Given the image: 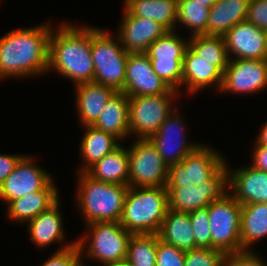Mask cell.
<instances>
[{"label":"cell","mask_w":267,"mask_h":266,"mask_svg":"<svg viewBox=\"0 0 267 266\" xmlns=\"http://www.w3.org/2000/svg\"><path fill=\"white\" fill-rule=\"evenodd\" d=\"M52 28L50 22H44L13 29L0 37V80L47 74Z\"/></svg>","instance_id":"6da1fadb"},{"label":"cell","mask_w":267,"mask_h":266,"mask_svg":"<svg viewBox=\"0 0 267 266\" xmlns=\"http://www.w3.org/2000/svg\"><path fill=\"white\" fill-rule=\"evenodd\" d=\"M52 28L49 37L48 70L72 81L75 85L94 82L91 55V26L77 27L61 22Z\"/></svg>","instance_id":"7a4b0ae2"},{"label":"cell","mask_w":267,"mask_h":266,"mask_svg":"<svg viewBox=\"0 0 267 266\" xmlns=\"http://www.w3.org/2000/svg\"><path fill=\"white\" fill-rule=\"evenodd\" d=\"M76 204L84 224L119 222L122 216L128 185L97 181L85 172L76 173Z\"/></svg>","instance_id":"3957f363"},{"label":"cell","mask_w":267,"mask_h":266,"mask_svg":"<svg viewBox=\"0 0 267 266\" xmlns=\"http://www.w3.org/2000/svg\"><path fill=\"white\" fill-rule=\"evenodd\" d=\"M168 209L166 187H129L119 223L131 234H157Z\"/></svg>","instance_id":"277c9868"},{"label":"cell","mask_w":267,"mask_h":266,"mask_svg":"<svg viewBox=\"0 0 267 266\" xmlns=\"http://www.w3.org/2000/svg\"><path fill=\"white\" fill-rule=\"evenodd\" d=\"M85 225V233L76 239L82 260L88 257L90 261L93 259L102 266L125 263L130 232L119 222H94Z\"/></svg>","instance_id":"5b68a950"},{"label":"cell","mask_w":267,"mask_h":266,"mask_svg":"<svg viewBox=\"0 0 267 266\" xmlns=\"http://www.w3.org/2000/svg\"><path fill=\"white\" fill-rule=\"evenodd\" d=\"M109 30L91 26V55L94 63V82L123 92L128 52L117 35Z\"/></svg>","instance_id":"8992f818"},{"label":"cell","mask_w":267,"mask_h":266,"mask_svg":"<svg viewBox=\"0 0 267 266\" xmlns=\"http://www.w3.org/2000/svg\"><path fill=\"white\" fill-rule=\"evenodd\" d=\"M181 94H159L129 97L130 136L149 139L175 110ZM175 100V101H174Z\"/></svg>","instance_id":"52a82bcc"},{"label":"cell","mask_w":267,"mask_h":266,"mask_svg":"<svg viewBox=\"0 0 267 266\" xmlns=\"http://www.w3.org/2000/svg\"><path fill=\"white\" fill-rule=\"evenodd\" d=\"M207 208L212 248L224 254L241 251V204L228 192Z\"/></svg>","instance_id":"ba28073f"},{"label":"cell","mask_w":267,"mask_h":266,"mask_svg":"<svg viewBox=\"0 0 267 266\" xmlns=\"http://www.w3.org/2000/svg\"><path fill=\"white\" fill-rule=\"evenodd\" d=\"M175 31H168L155 40L146 54L151 60L154 72L171 88L179 93L182 87L183 58L188 48L189 37H181Z\"/></svg>","instance_id":"9c48e42d"},{"label":"cell","mask_w":267,"mask_h":266,"mask_svg":"<svg viewBox=\"0 0 267 266\" xmlns=\"http://www.w3.org/2000/svg\"><path fill=\"white\" fill-rule=\"evenodd\" d=\"M228 160L200 185L186 187H166L169 209L189 213L208 207L211 202L221 199L229 192Z\"/></svg>","instance_id":"30bf717a"},{"label":"cell","mask_w":267,"mask_h":266,"mask_svg":"<svg viewBox=\"0 0 267 266\" xmlns=\"http://www.w3.org/2000/svg\"><path fill=\"white\" fill-rule=\"evenodd\" d=\"M127 147L129 187H166L169 167L148 139H135Z\"/></svg>","instance_id":"8fae6325"},{"label":"cell","mask_w":267,"mask_h":266,"mask_svg":"<svg viewBox=\"0 0 267 266\" xmlns=\"http://www.w3.org/2000/svg\"><path fill=\"white\" fill-rule=\"evenodd\" d=\"M226 158L215 148L201 143L181 162L169 166L166 187L200 185L209 179L224 163Z\"/></svg>","instance_id":"7c38bea8"},{"label":"cell","mask_w":267,"mask_h":266,"mask_svg":"<svg viewBox=\"0 0 267 266\" xmlns=\"http://www.w3.org/2000/svg\"><path fill=\"white\" fill-rule=\"evenodd\" d=\"M178 109L177 106L159 130L148 139L168 167L181 162L200 145L199 142L188 141L184 118Z\"/></svg>","instance_id":"4fadbf2b"},{"label":"cell","mask_w":267,"mask_h":266,"mask_svg":"<svg viewBox=\"0 0 267 266\" xmlns=\"http://www.w3.org/2000/svg\"><path fill=\"white\" fill-rule=\"evenodd\" d=\"M267 90V60L230 59L223 73L221 93L257 94Z\"/></svg>","instance_id":"5bb4252c"},{"label":"cell","mask_w":267,"mask_h":266,"mask_svg":"<svg viewBox=\"0 0 267 266\" xmlns=\"http://www.w3.org/2000/svg\"><path fill=\"white\" fill-rule=\"evenodd\" d=\"M52 179L51 173L36 164L32 154L26 153L0 185V200L7 205L12 200L42 190Z\"/></svg>","instance_id":"9a60e30c"},{"label":"cell","mask_w":267,"mask_h":266,"mask_svg":"<svg viewBox=\"0 0 267 266\" xmlns=\"http://www.w3.org/2000/svg\"><path fill=\"white\" fill-rule=\"evenodd\" d=\"M123 92L128 97L180 94L154 72L146 53H128Z\"/></svg>","instance_id":"2e32d148"},{"label":"cell","mask_w":267,"mask_h":266,"mask_svg":"<svg viewBox=\"0 0 267 266\" xmlns=\"http://www.w3.org/2000/svg\"><path fill=\"white\" fill-rule=\"evenodd\" d=\"M123 9V17L116 35L128 53H146L155 40L168 32L156 21L133 16L125 8Z\"/></svg>","instance_id":"e0dca14e"},{"label":"cell","mask_w":267,"mask_h":266,"mask_svg":"<svg viewBox=\"0 0 267 266\" xmlns=\"http://www.w3.org/2000/svg\"><path fill=\"white\" fill-rule=\"evenodd\" d=\"M223 38L229 59L267 58V32L252 23H237Z\"/></svg>","instance_id":"ac0fdd59"},{"label":"cell","mask_w":267,"mask_h":266,"mask_svg":"<svg viewBox=\"0 0 267 266\" xmlns=\"http://www.w3.org/2000/svg\"><path fill=\"white\" fill-rule=\"evenodd\" d=\"M61 199H59L48 210L41 212L37 217L30 220L26 225L31 241L40 249L50 247L54 243H60L61 251L76 244V239L66 243V231H64L63 214L60 210ZM65 241V245H64Z\"/></svg>","instance_id":"d6986e66"},{"label":"cell","mask_w":267,"mask_h":266,"mask_svg":"<svg viewBox=\"0 0 267 266\" xmlns=\"http://www.w3.org/2000/svg\"><path fill=\"white\" fill-rule=\"evenodd\" d=\"M229 167L228 164L229 193L241 205L267 203V172L250 165L233 170Z\"/></svg>","instance_id":"ffe728a7"},{"label":"cell","mask_w":267,"mask_h":266,"mask_svg":"<svg viewBox=\"0 0 267 266\" xmlns=\"http://www.w3.org/2000/svg\"><path fill=\"white\" fill-rule=\"evenodd\" d=\"M223 74L215 67V61L199 59L189 48L183 58L182 86L194 96L202 89L214 86L220 92Z\"/></svg>","instance_id":"44dd1931"},{"label":"cell","mask_w":267,"mask_h":266,"mask_svg":"<svg viewBox=\"0 0 267 266\" xmlns=\"http://www.w3.org/2000/svg\"><path fill=\"white\" fill-rule=\"evenodd\" d=\"M56 186L52 179L42 190L10 201L6 206V216L10 221L27 224L60 199L59 189Z\"/></svg>","instance_id":"7402d4cb"},{"label":"cell","mask_w":267,"mask_h":266,"mask_svg":"<svg viewBox=\"0 0 267 266\" xmlns=\"http://www.w3.org/2000/svg\"><path fill=\"white\" fill-rule=\"evenodd\" d=\"M74 88L78 121L83 127L92 126L97 121L107 102L117 92L95 82L80 83Z\"/></svg>","instance_id":"603a6c76"},{"label":"cell","mask_w":267,"mask_h":266,"mask_svg":"<svg viewBox=\"0 0 267 266\" xmlns=\"http://www.w3.org/2000/svg\"><path fill=\"white\" fill-rule=\"evenodd\" d=\"M92 126L124 142L130 136L129 97L124 92H116Z\"/></svg>","instance_id":"cb8c5ba5"},{"label":"cell","mask_w":267,"mask_h":266,"mask_svg":"<svg viewBox=\"0 0 267 266\" xmlns=\"http://www.w3.org/2000/svg\"><path fill=\"white\" fill-rule=\"evenodd\" d=\"M84 134L80 142L81 164L77 173L86 172L91 166L112 153L121 145V141L114 135L98 130L93 126H84ZM120 143V144H119Z\"/></svg>","instance_id":"d4e9b609"},{"label":"cell","mask_w":267,"mask_h":266,"mask_svg":"<svg viewBox=\"0 0 267 266\" xmlns=\"http://www.w3.org/2000/svg\"><path fill=\"white\" fill-rule=\"evenodd\" d=\"M250 0H217L210 7L206 35L224 36L237 23L246 21Z\"/></svg>","instance_id":"484cf974"},{"label":"cell","mask_w":267,"mask_h":266,"mask_svg":"<svg viewBox=\"0 0 267 266\" xmlns=\"http://www.w3.org/2000/svg\"><path fill=\"white\" fill-rule=\"evenodd\" d=\"M157 234L161 241L178 249L188 251L196 248L189 213L168 209Z\"/></svg>","instance_id":"4316f807"},{"label":"cell","mask_w":267,"mask_h":266,"mask_svg":"<svg viewBox=\"0 0 267 266\" xmlns=\"http://www.w3.org/2000/svg\"><path fill=\"white\" fill-rule=\"evenodd\" d=\"M123 8L131 15L149 18L175 31L177 24L178 0H123Z\"/></svg>","instance_id":"83f0119b"},{"label":"cell","mask_w":267,"mask_h":266,"mask_svg":"<svg viewBox=\"0 0 267 266\" xmlns=\"http://www.w3.org/2000/svg\"><path fill=\"white\" fill-rule=\"evenodd\" d=\"M91 178L106 183L128 185L129 154L127 148L120 145L91 166L86 172Z\"/></svg>","instance_id":"f1b7e54d"},{"label":"cell","mask_w":267,"mask_h":266,"mask_svg":"<svg viewBox=\"0 0 267 266\" xmlns=\"http://www.w3.org/2000/svg\"><path fill=\"white\" fill-rule=\"evenodd\" d=\"M267 237V203L241 205V251L253 250L255 242Z\"/></svg>","instance_id":"f546056e"},{"label":"cell","mask_w":267,"mask_h":266,"mask_svg":"<svg viewBox=\"0 0 267 266\" xmlns=\"http://www.w3.org/2000/svg\"><path fill=\"white\" fill-rule=\"evenodd\" d=\"M188 48L206 61H215V67L223 74L229 64V56L223 36L197 35L189 37Z\"/></svg>","instance_id":"4dcf8cb0"},{"label":"cell","mask_w":267,"mask_h":266,"mask_svg":"<svg viewBox=\"0 0 267 266\" xmlns=\"http://www.w3.org/2000/svg\"><path fill=\"white\" fill-rule=\"evenodd\" d=\"M209 9L195 0H178L177 24L190 30L189 37L206 35Z\"/></svg>","instance_id":"1f68e13d"},{"label":"cell","mask_w":267,"mask_h":266,"mask_svg":"<svg viewBox=\"0 0 267 266\" xmlns=\"http://www.w3.org/2000/svg\"><path fill=\"white\" fill-rule=\"evenodd\" d=\"M158 240V234H131L125 264L155 266Z\"/></svg>","instance_id":"d6a6232c"},{"label":"cell","mask_w":267,"mask_h":266,"mask_svg":"<svg viewBox=\"0 0 267 266\" xmlns=\"http://www.w3.org/2000/svg\"><path fill=\"white\" fill-rule=\"evenodd\" d=\"M196 248H212L208 208L189 212Z\"/></svg>","instance_id":"836d02e7"},{"label":"cell","mask_w":267,"mask_h":266,"mask_svg":"<svg viewBox=\"0 0 267 266\" xmlns=\"http://www.w3.org/2000/svg\"><path fill=\"white\" fill-rule=\"evenodd\" d=\"M226 254L214 248H195L185 253L184 266H223Z\"/></svg>","instance_id":"e575fe53"},{"label":"cell","mask_w":267,"mask_h":266,"mask_svg":"<svg viewBox=\"0 0 267 266\" xmlns=\"http://www.w3.org/2000/svg\"><path fill=\"white\" fill-rule=\"evenodd\" d=\"M185 253L186 251L159 239L157 241L155 266H184Z\"/></svg>","instance_id":"d590c367"},{"label":"cell","mask_w":267,"mask_h":266,"mask_svg":"<svg viewBox=\"0 0 267 266\" xmlns=\"http://www.w3.org/2000/svg\"><path fill=\"white\" fill-rule=\"evenodd\" d=\"M81 260L80 250L77 244L64 249H57L40 266H75Z\"/></svg>","instance_id":"8d00e7d4"},{"label":"cell","mask_w":267,"mask_h":266,"mask_svg":"<svg viewBox=\"0 0 267 266\" xmlns=\"http://www.w3.org/2000/svg\"><path fill=\"white\" fill-rule=\"evenodd\" d=\"M255 250H243L226 254L223 266H267V262Z\"/></svg>","instance_id":"74e56055"},{"label":"cell","mask_w":267,"mask_h":266,"mask_svg":"<svg viewBox=\"0 0 267 266\" xmlns=\"http://www.w3.org/2000/svg\"><path fill=\"white\" fill-rule=\"evenodd\" d=\"M246 21L267 32V0H250Z\"/></svg>","instance_id":"f35d334b"},{"label":"cell","mask_w":267,"mask_h":266,"mask_svg":"<svg viewBox=\"0 0 267 266\" xmlns=\"http://www.w3.org/2000/svg\"><path fill=\"white\" fill-rule=\"evenodd\" d=\"M24 154L0 153V185L14 170L17 162Z\"/></svg>","instance_id":"ab89813d"},{"label":"cell","mask_w":267,"mask_h":266,"mask_svg":"<svg viewBox=\"0 0 267 266\" xmlns=\"http://www.w3.org/2000/svg\"><path fill=\"white\" fill-rule=\"evenodd\" d=\"M252 162L250 166L253 168L267 172V147L259 145L256 141L254 143Z\"/></svg>","instance_id":"60d3db41"},{"label":"cell","mask_w":267,"mask_h":266,"mask_svg":"<svg viewBox=\"0 0 267 266\" xmlns=\"http://www.w3.org/2000/svg\"><path fill=\"white\" fill-rule=\"evenodd\" d=\"M259 135L256 137V142L259 145L266 146L267 147V122L262 125Z\"/></svg>","instance_id":"b9f144b4"},{"label":"cell","mask_w":267,"mask_h":266,"mask_svg":"<svg viewBox=\"0 0 267 266\" xmlns=\"http://www.w3.org/2000/svg\"><path fill=\"white\" fill-rule=\"evenodd\" d=\"M195 2L202 3V5L210 8L217 2V0H195Z\"/></svg>","instance_id":"7bdbcfd3"},{"label":"cell","mask_w":267,"mask_h":266,"mask_svg":"<svg viewBox=\"0 0 267 266\" xmlns=\"http://www.w3.org/2000/svg\"><path fill=\"white\" fill-rule=\"evenodd\" d=\"M75 266H90V265H86L85 260H80Z\"/></svg>","instance_id":"ee69618b"},{"label":"cell","mask_w":267,"mask_h":266,"mask_svg":"<svg viewBox=\"0 0 267 266\" xmlns=\"http://www.w3.org/2000/svg\"><path fill=\"white\" fill-rule=\"evenodd\" d=\"M114 266H127L125 263L120 265H114Z\"/></svg>","instance_id":"f6af8a7d"}]
</instances>
